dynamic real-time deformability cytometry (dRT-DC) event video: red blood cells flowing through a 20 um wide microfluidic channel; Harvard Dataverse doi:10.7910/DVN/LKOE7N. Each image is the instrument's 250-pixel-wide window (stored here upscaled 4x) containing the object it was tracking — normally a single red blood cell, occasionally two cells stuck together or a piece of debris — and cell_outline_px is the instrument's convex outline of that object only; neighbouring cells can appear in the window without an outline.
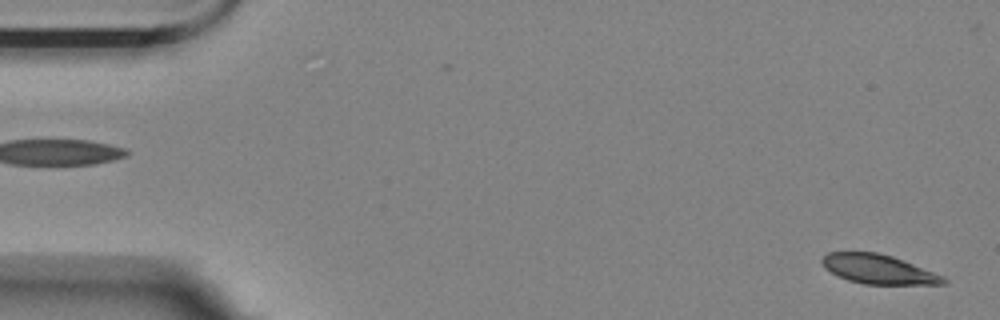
{"species": "Egyptian fruit bat (a non-hibernating species)", "species_latin": "Rousettus aegyptiacus", "temperature_condition": "room temperature", "stored_images_in_passage": 4, "camera_frame_rate_fps": 3000, "um_per_image_px": 0.085, "animal": {"sex": "female"}, "frame": {"image": 1, "passage_image": 1, "time_ms": 0.0, "image_size_px": [1000, 320], "cell_outline_px": [[948, 280], [944, 284], [864, 284], [848, 280], [836, 276], [824, 268], [820, 260], [828, 252], [876, 252], [892, 256], [944, 276]], "centroid_in_image_um": [74.62, 22.88], "position_along_channel_um": 10.4, "area_um2": 20.69}}